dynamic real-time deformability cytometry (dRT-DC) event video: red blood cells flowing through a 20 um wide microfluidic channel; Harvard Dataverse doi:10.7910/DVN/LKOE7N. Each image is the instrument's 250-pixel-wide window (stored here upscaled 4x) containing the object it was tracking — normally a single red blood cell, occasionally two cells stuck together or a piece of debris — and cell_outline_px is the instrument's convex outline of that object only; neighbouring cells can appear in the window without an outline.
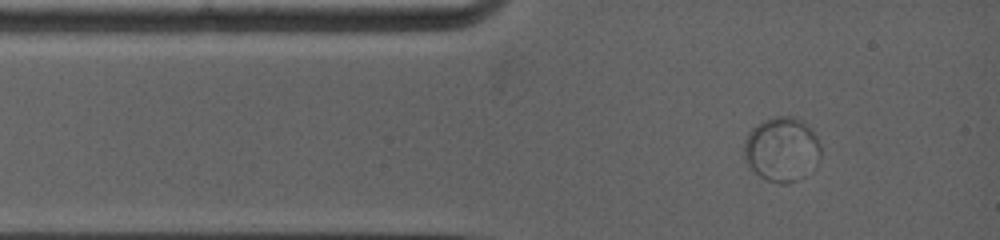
{"species": "common noctule bat (a hibernating species)", "species_latin": "Nyctalus noctula", "temperature_condition": "warm", "stored_images_in_passage": 4, "camera_frame_rate_fps": 5000, "um_per_image_px": 0.085, "animal": {"sex": "female", "body_mass_g": 19.0, "forearm_length_mm": 53.3}, "frame": {"image": 1, "passage_image": 1, "time_ms": 0.0, "image_size_px": [1000, 240], "cell_outline_px": [[820, 156], [796, 180], [788, 184], [780, 184], [768, 180], [760, 176], [752, 168], [744, 152], [744, 140], [748, 132], [752, 128], [764, 120], [772, 116], [796, 116], [804, 120], [812, 128], [820, 144]], "centroid_in_image_um": [66.44, 12.62], "position_along_channel_um": 18.6, "area_um2": 28.32}}
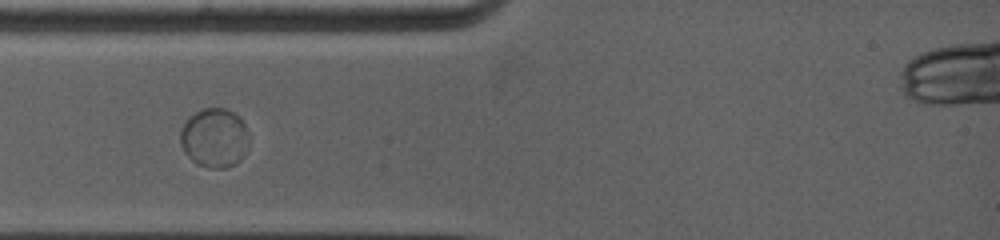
{"frame": {"image": 2, "passage_image": 3, "time_ms": 1.8, "image_size_px": [1000, 240], "cell_outline_px": [[244, 156], [236, 164], [224, 168], [208, 168], [196, 164], [188, 156], [180, 144], [180, 128], [184, 120], [188, 116], [204, 108], [224, 108], [240, 116], [244, 124]], "centroid_in_image_um": [18.14, 11.71], "position_along_channel_um": 66.9, "area_um2": 23.41}}
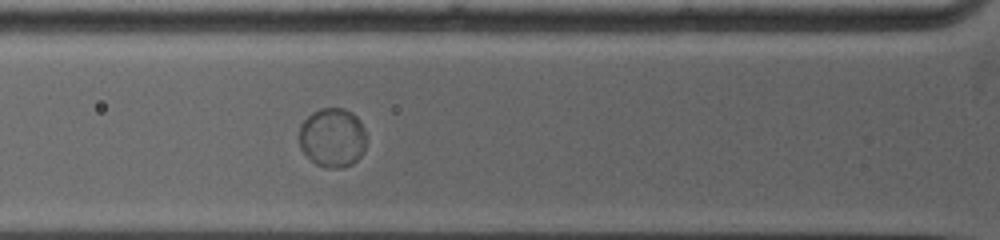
{"frame": {"image": 3, "passage_image": 4, "time_ms": 2.6, "image_size_px": [1000, 240], "cell_outline_px": [[364, 152], [352, 164], [344, 168], [328, 168], [316, 164], [300, 148], [300, 124], [312, 112], [320, 108], [344, 108], [352, 112], [360, 120], [364, 128]], "centroid_in_image_um": [28.26, 11.69], "position_along_channel_um": 97.5, "area_um2": 23.18}}